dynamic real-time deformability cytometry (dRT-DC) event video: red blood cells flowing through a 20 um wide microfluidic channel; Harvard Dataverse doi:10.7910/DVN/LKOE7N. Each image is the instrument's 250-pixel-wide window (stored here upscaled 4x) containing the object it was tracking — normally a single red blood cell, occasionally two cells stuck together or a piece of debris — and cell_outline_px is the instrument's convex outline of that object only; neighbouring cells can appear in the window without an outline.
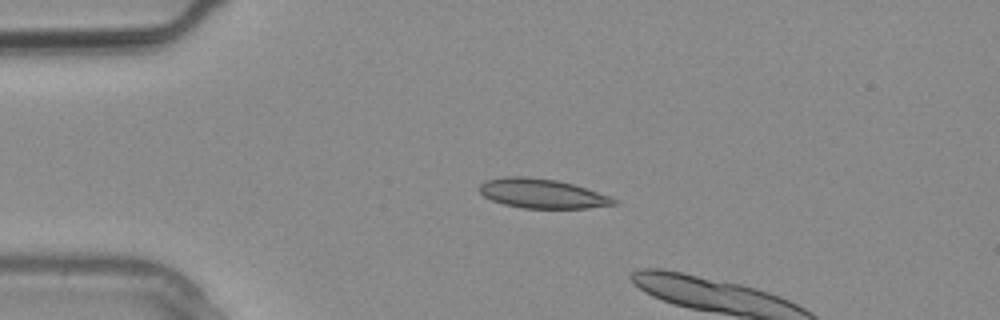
{"species": "common noctule bat (a hibernating species)", "species_latin": "Nyctalus noctula", "temperature_condition": "warm", "stored_images_in_passage": 3, "camera_frame_rate_fps": 3000, "um_per_image_px": 0.085, "animal": {"sex": "male", "body_mass_g": 20.4}, "frame": {"image": 1, "passage_image": 1, "time_ms": 0.0, "image_size_px": [1000, 320], "cell_outline_px": [[620, 204], [588, 208], [524, 208], [504, 204], [492, 200], [484, 196], [476, 188], [484, 180], [504, 176], [528, 176], [556, 180], [572, 184], [608, 196], [616, 200]], "centroid_in_image_um": [46.02, 16.44], "position_along_channel_um": 39.0, "area_um2": 23.0}}